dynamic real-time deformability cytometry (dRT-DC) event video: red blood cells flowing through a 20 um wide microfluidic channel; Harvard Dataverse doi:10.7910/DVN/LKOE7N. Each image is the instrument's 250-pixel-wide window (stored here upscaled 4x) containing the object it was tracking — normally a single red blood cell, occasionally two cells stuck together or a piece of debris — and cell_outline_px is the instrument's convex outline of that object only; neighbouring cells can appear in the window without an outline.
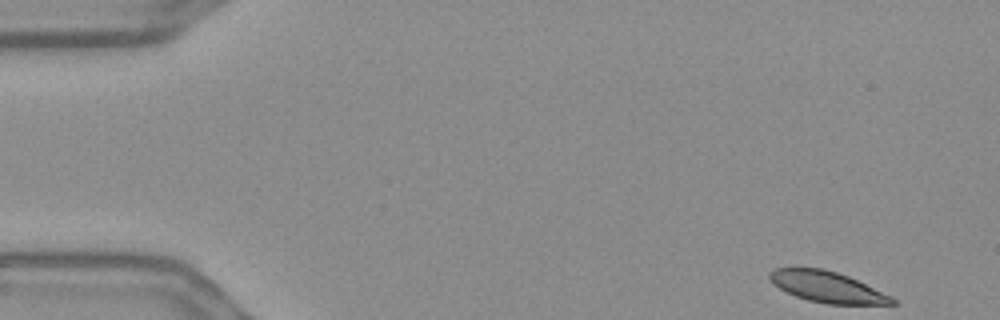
{"species": "Egyptian fruit bat (a non-hibernating species)", "species_latin": "Rousettus aegyptiacus", "temperature_condition": "warm", "stored_images_in_passage": 54, "camera_frame_rate_fps": 3000, "um_per_image_px": 0.085, "frame": {"image": 1, "passage_image": 1, "time_ms": 0.0, "image_size_px": [1000, 320], "cell_outline_px": [[900, 304], [828, 304], [808, 300], [796, 296], [772, 284], [768, 280], [768, 272], [772, 268], [824, 268], [848, 276], [892, 296]], "centroid_in_image_um": [70.29, 24.38], "position_along_channel_um": 14.7, "area_um2": 22.14}}
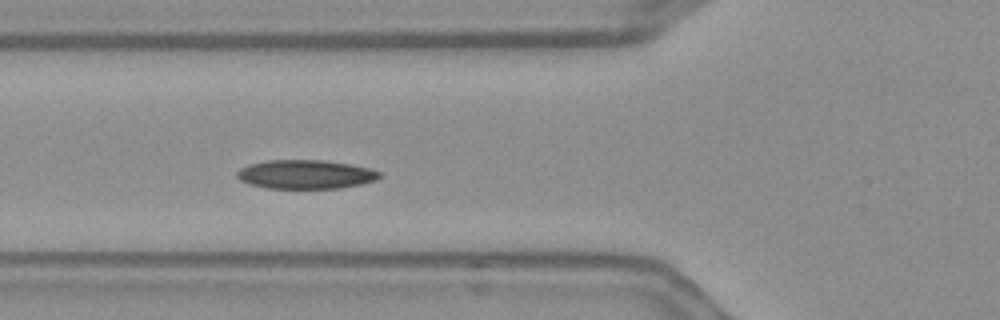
{"frame": {"image": 2, "passage_image": 18, "time_ms": 5.667, "image_size_px": [1000, 320], "cell_outline_px": [[380, 176], [376, 180], [360, 184], [340, 188], [264, 188], [248, 184], [240, 180], [236, 176], [236, 172], [240, 168], [248, 164], [268, 160], [324, 160], [348, 164], [368, 168], [380, 172]], "centroid_in_image_um": [25.91, 14.82], "position_along_channel_um": 99.9, "area_um2": 23.99}}
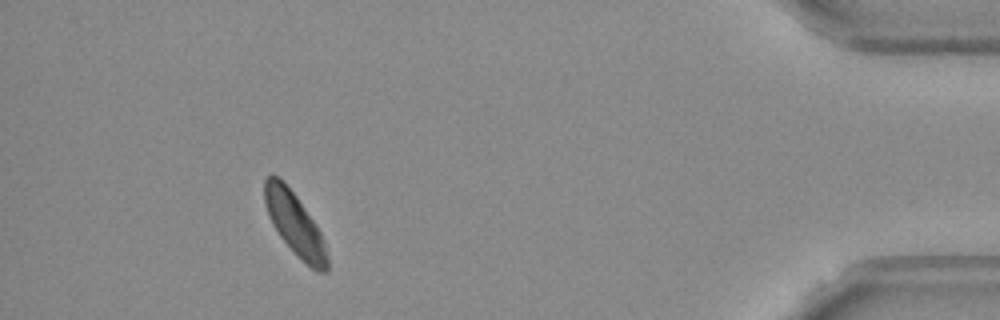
{"frame": {"image": 3, "passage_image": 49, "time_ms": 16.0, "image_size_px": [1000, 320], "cell_outline_px": [[328, 272], [316, 272], [280, 236], [272, 224], [268, 216], [264, 204], [264, 180], [272, 172], [280, 176], [284, 180], [296, 196], [316, 224], [324, 240], [328, 256]], "centroid_in_image_um": [25.04, 18.96], "position_along_channel_um": 410.2, "area_um2": 22.77}, "authors_computed_cell_mechanics": {"area_um2": 23.6113, "velocity_mm_per_s": 3.5709, "shape_relaxation_time_tau1_ms": 4.2599, "shape_relaxation_time_tau2_ms": null, "deformation_change_tau1": 0.1032, "deformation_change_tau2": null}}